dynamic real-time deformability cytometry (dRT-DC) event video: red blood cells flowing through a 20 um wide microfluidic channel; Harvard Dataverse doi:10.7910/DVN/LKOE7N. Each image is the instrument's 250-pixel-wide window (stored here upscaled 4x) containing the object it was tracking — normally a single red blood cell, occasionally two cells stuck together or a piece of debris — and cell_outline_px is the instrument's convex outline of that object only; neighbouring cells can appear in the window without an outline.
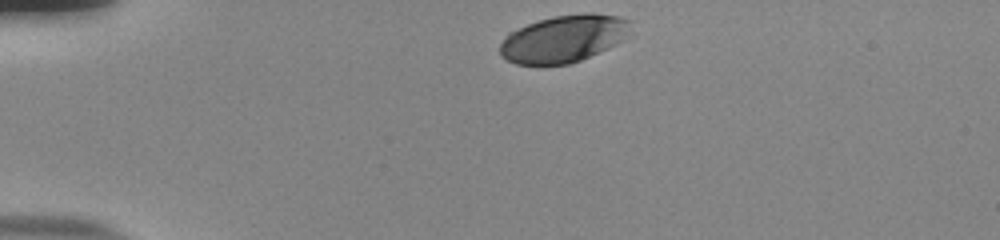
{"species": "human", "species_latin": "Homo sapiens", "temperature_condition": "room temperature", "stored_images_in_passage": 35, "camera_frame_rate_fps": 3000, "um_per_image_px": 0.085, "donor": {"sex": "male"}, "frame": {"image": 1, "passage_image": 1, "time_ms": 0.0, "image_size_px": [1000, 240], "cell_outline_px": [[632, 36], [616, 44], [580, 60], [568, 64], [516, 64], [500, 56], [500, 44], [504, 36], [508, 32], [528, 24], [552, 16], [584, 12], [592, 12], [616, 16], [632, 20]], "centroid_in_image_um": [47.97, 3.26], "position_along_channel_um": 37.0, "area_um2": 36.41}}
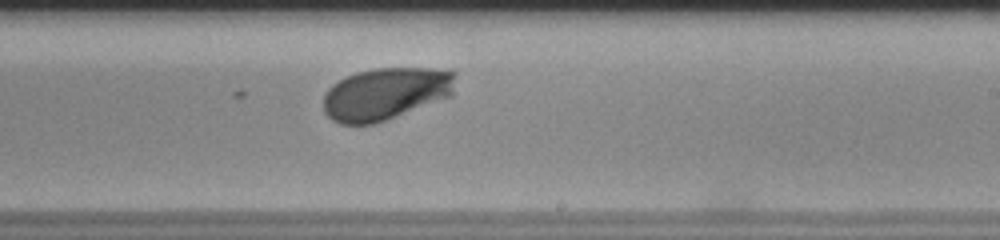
{"frame": {"image": 2, "passage_image": 23, "time_ms": 7.333, "image_size_px": [1000, 240], "cell_outline_px": [[456, 72], [452, 96], [384, 120], [372, 124], [340, 124], [332, 120], [324, 112], [324, 96], [328, 88], [332, 84], [356, 72], [376, 68], [432, 68]], "centroid_in_image_um": [32.78, 7.96], "position_along_channel_um": 256.2, "area_um2": 40.06}}
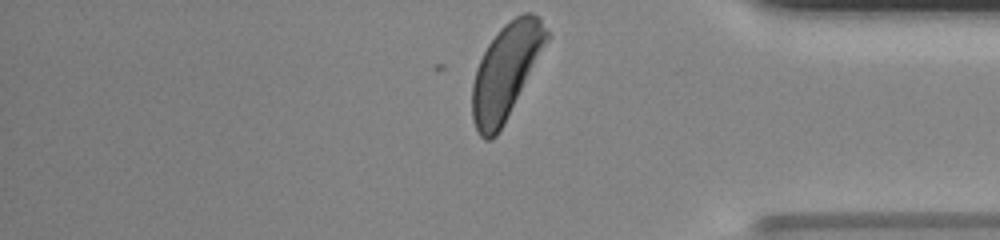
{"frame": {"image": 3, "passage_image": 35, "time_ms": 11.333, "image_size_px": [1000, 240], "cell_outline_px": [[552, 36], [504, 124], [496, 136], [492, 140], [484, 140], [480, 136], [472, 120], [472, 84], [476, 68], [488, 44], [500, 28], [504, 24], [516, 16], [524, 12], [532, 12], [540, 16]], "centroid_in_image_um": [43.04, 6.04], "position_along_channel_um": 392.2, "area_um2": 41.5}, "authors_computed_cell_mechanics": {"area_um2": 39.2462, "velocity_mm_per_s": 3.7538, "shape_relaxation_time_tau1_ms": 2.0436, "shape_relaxation_time_tau2_ms": null, "deformation_change_tau1": 0.1323, "deformation_change_tau2": null}}